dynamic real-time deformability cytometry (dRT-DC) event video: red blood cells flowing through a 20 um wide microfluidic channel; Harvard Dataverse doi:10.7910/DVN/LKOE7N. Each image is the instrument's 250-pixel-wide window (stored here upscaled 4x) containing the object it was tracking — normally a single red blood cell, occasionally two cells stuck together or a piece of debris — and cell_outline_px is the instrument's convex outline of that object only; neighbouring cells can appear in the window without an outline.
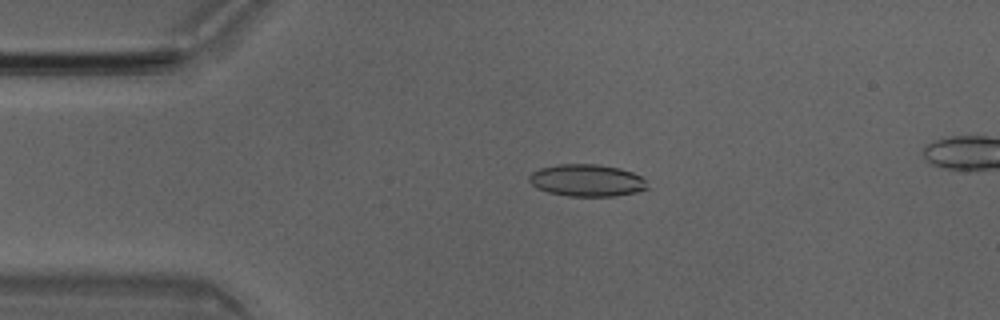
{"species": "Egyptian fruit bat (a non-hibernating species)", "species_latin": "Rousettus aegyptiacus", "temperature_condition": "room temperature", "stored_images_in_passage": 41, "camera_frame_rate_fps": 3000, "um_per_image_px": 0.085, "animal": {"sex": "male"}, "frame": {"image": 1, "passage_image": 3, "time_ms": 0.667, "image_size_px": [1000, 320], "cell_outline_px": [[648, 188], [636, 192], [616, 196], [568, 196], [548, 192], [536, 188], [528, 180], [528, 176], [532, 172], [540, 168], [560, 164], [600, 164], [620, 168], [632, 172], [640, 176], [644, 180]], "centroid_in_image_um": [49.86, 15.33], "position_along_channel_um": 35.1, "area_um2": 22.14}}
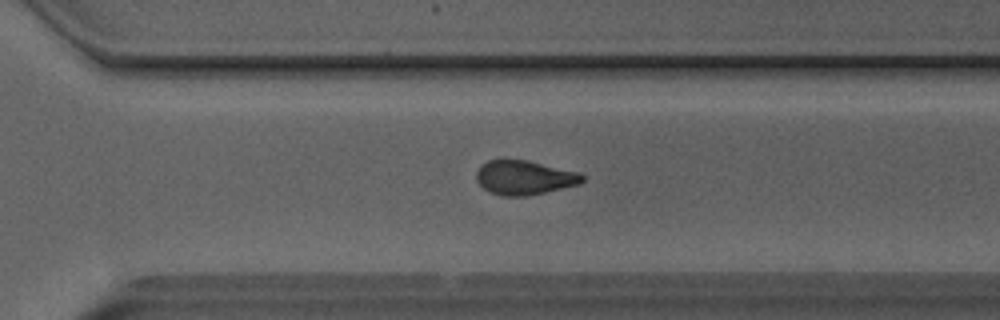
{"frame": {"image": 2, "passage_image": 27, "time_ms": 8.667, "image_size_px": [1000, 320], "cell_outline_px": [[584, 180], [580, 184], [528, 196], [504, 196], [488, 192], [476, 180], [476, 172], [488, 160], [528, 160], [576, 172], [584, 176]], "centroid_in_image_um": [44.56, 15.11], "position_along_channel_um": 326.0, "area_um2": 20.92}}
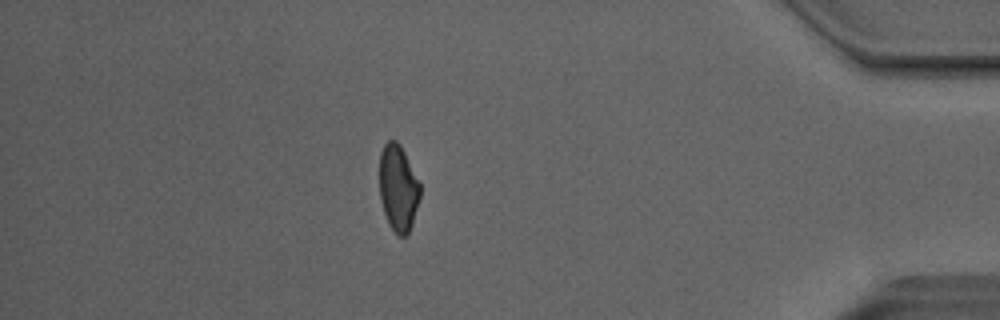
{"frame": {"image": 3, "passage_image": 36, "time_ms": 11.667, "image_size_px": [1000, 320], "cell_outline_px": [[420, 196], [412, 224], [408, 236], [400, 236], [388, 224], [380, 200], [380, 152], [384, 144], [388, 140], [396, 140], [400, 144], [420, 184]], "centroid_in_image_um": [33.84, 15.98], "position_along_channel_um": 401.4, "area_um2": 20.35}}